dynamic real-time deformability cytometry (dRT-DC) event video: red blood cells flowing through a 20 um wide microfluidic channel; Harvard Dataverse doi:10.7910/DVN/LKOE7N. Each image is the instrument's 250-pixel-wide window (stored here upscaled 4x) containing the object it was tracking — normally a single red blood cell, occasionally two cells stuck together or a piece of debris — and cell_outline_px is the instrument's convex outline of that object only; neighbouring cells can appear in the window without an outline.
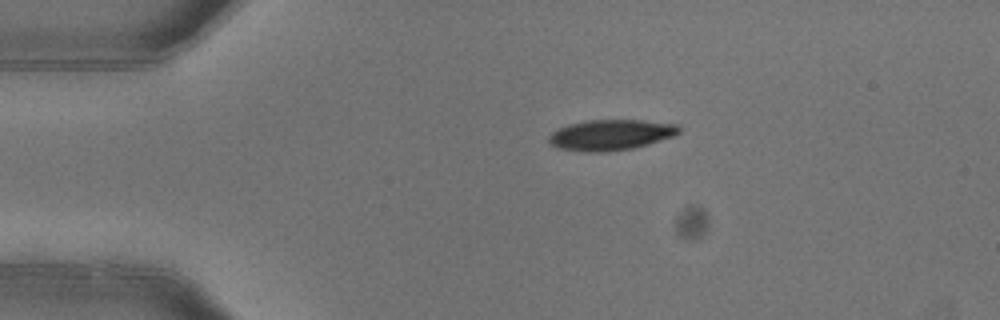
{"species": "common noctule bat (a hibernating species)", "species_latin": "Nyctalus noctula", "temperature_condition": "warm", "stored_images_in_passage": 3, "camera_frame_rate_fps": 3000, "um_per_image_px": 0.085, "animal": {"sex": "female"}, "frame": {"image": 1, "passage_image": 1, "time_ms": 0.0, "image_size_px": [1000, 320], "cell_outline_px": [[680, 132], [676, 136], [648, 144], [632, 148], [608, 152], [588, 152], [560, 148], [548, 144], [548, 136], [552, 132], [568, 124], [588, 120], [644, 120], [680, 124]], "centroid_in_image_um": [51.95, 11.46], "position_along_channel_um": 33.0, "area_um2": 23.47}}